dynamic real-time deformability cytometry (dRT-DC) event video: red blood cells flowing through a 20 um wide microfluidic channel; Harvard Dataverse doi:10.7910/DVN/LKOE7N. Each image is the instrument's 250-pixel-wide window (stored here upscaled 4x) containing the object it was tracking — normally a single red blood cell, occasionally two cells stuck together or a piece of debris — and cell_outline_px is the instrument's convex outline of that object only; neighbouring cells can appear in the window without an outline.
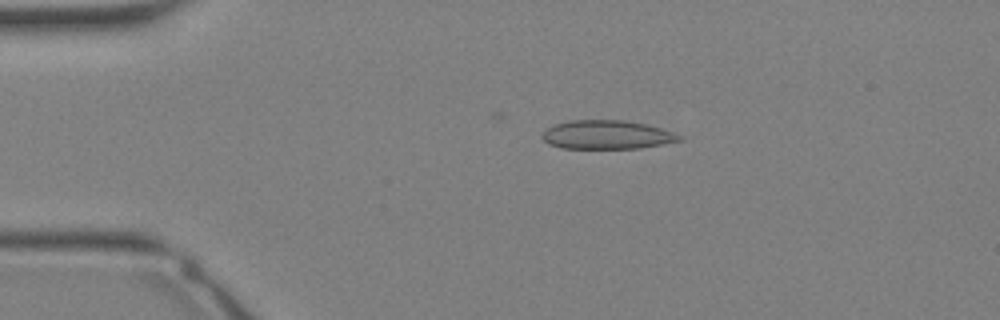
{"species": "Egyptian fruit bat (a non-hibernating species)", "species_latin": "Rousettus aegyptiacus", "temperature_condition": "warm", "stored_images_in_passage": 27, "camera_frame_rate_fps": 3000, "um_per_image_px": 0.085, "animal": {"sex": "female"}, "frame": {"image": 1, "passage_image": 6, "time_ms": 1.667, "image_size_px": [1000, 320], "cell_outline_px": [[684, 140], [664, 144], [640, 148], [560, 148], [548, 144], [540, 136], [548, 128], [556, 124], [568, 120], [624, 120], [648, 124], [684, 136]], "centroid_in_image_um": [51.62, 11.45], "position_along_channel_um": 33.4, "area_um2": 23.12}}
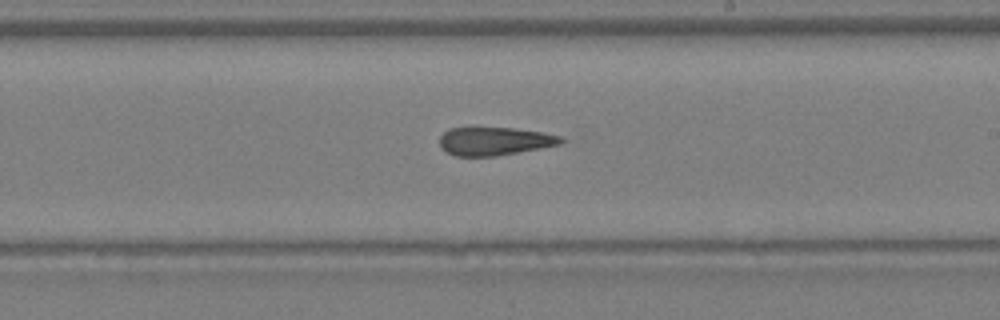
{"frame": {"image": 2, "passage_image": 19, "time_ms": 6.0, "image_size_px": [1000, 320], "cell_outline_px": [[564, 140], [560, 144], [496, 156], [456, 156], [440, 148], [440, 136], [448, 128], [468, 124], [512, 128], [544, 132], [564, 136]], "centroid_in_image_um": [41.97, 11.94], "position_along_channel_um": 247.0, "area_um2": 20.81}}
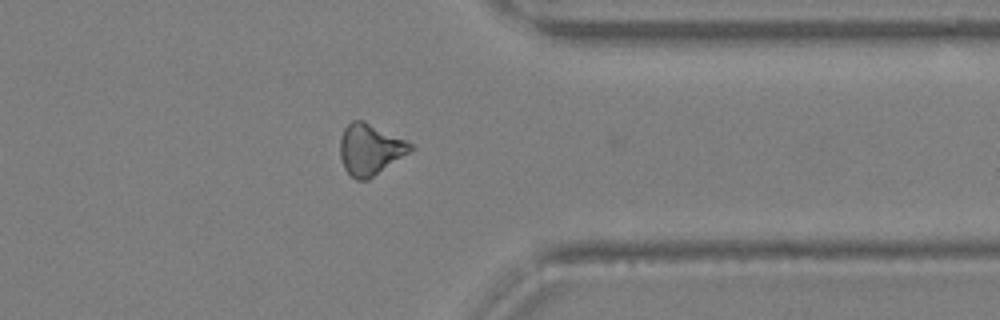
{"frame": {"image": 3, "passage_image": 26, "time_ms": 8.333, "image_size_px": [1000, 320], "cell_outline_px": [[416, 148], [368, 180], [356, 180], [344, 168], [340, 156], [340, 136], [344, 128], [352, 120], [364, 120], [412, 144]], "centroid_in_image_um": [31.44, 12.7], "position_along_channel_um": 380.0, "area_um2": 20.87}}